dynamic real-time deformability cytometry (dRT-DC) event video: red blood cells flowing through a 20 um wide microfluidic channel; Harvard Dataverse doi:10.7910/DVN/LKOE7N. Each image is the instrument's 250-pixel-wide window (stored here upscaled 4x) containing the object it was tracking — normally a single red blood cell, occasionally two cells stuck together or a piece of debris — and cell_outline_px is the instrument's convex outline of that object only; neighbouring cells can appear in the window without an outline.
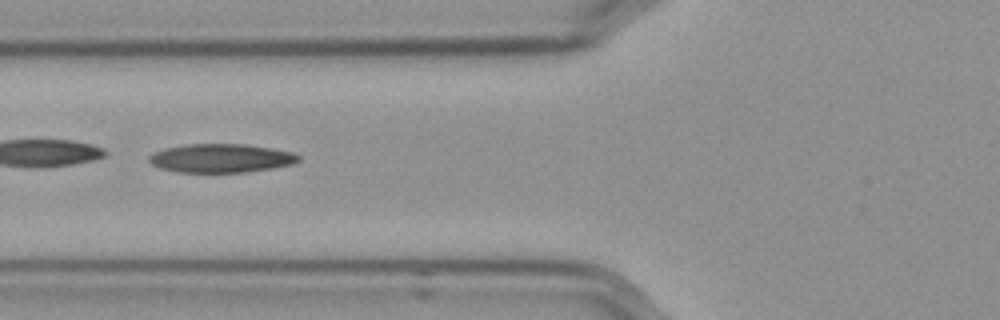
{"species": "Egyptian fruit bat (a non-hibernating species)", "species_latin": "Rousettus aegyptiacus", "temperature_condition": "cold", "stored_images_in_passage": 24, "camera_frame_rate_fps": 3000, "um_per_image_px": 0.085, "frame": {"image": 1, "passage_image": 4, "time_ms": 1.0, "image_size_px": [1000, 320], "cell_outline_px": [[300, 160], [292, 164], [272, 168], [244, 172], [176, 172], [160, 168], [152, 164], [148, 160], [148, 156], [152, 152], [164, 148], [188, 144], [244, 144], [272, 148], [292, 152], [300, 156]], "centroid_in_image_um": [18.75, 13.44], "position_along_channel_um": 107.0, "area_um2": 25.03}}